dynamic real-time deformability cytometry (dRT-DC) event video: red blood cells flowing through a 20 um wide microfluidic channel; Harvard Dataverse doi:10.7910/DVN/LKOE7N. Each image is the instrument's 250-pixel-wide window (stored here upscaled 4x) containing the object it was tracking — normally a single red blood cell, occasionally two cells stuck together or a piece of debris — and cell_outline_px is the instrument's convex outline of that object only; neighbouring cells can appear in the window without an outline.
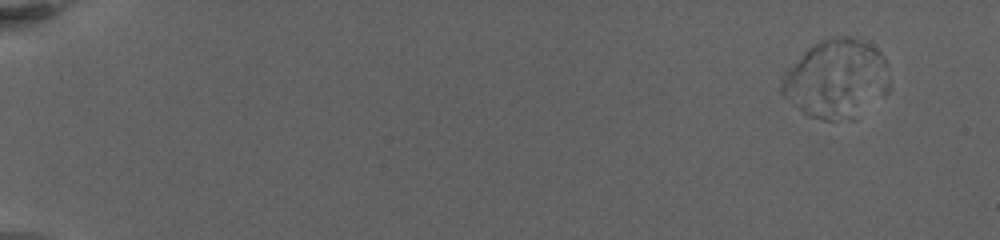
{"species": "human", "species_latin": "Homo sapiens", "temperature_condition": "warm", "stored_images_in_passage": 50, "camera_frame_rate_fps": 3000, "um_per_image_px": 0.085, "donor": {"sex": "female"}, "frame": {"image": 1, "passage_image": 7, "time_ms": 2.333, "image_size_px": [1000, 240], "cell_outline_px": [[888, 68], [784, 96], [780, 92], [780, 84], [784, 72], [808, 48], [820, 40], [832, 36], [848, 36], [876, 48], [884, 56], [888, 64]], "centroid_in_image_um": [70.66, 5.45], "position_along_channel_um": 14.3, "area_um2": 27.17}}
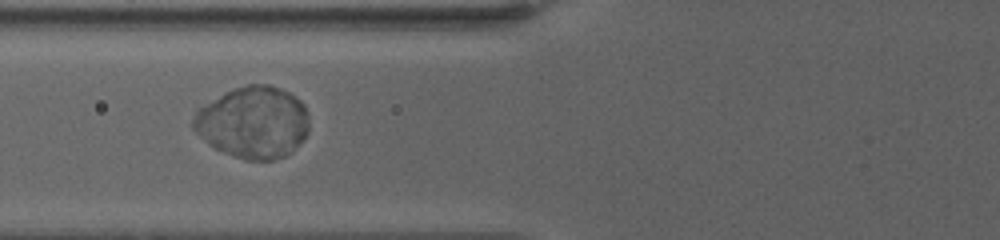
{"frame": {"image": 2, "passage_image": 31, "time_ms": 11.0, "image_size_px": [1000, 240], "cell_outline_px": [[308, 132], [300, 144], [288, 156], [272, 160], [244, 160], [224, 152], [216, 148], [200, 136], [192, 128], [192, 120], [196, 112], [200, 108], [220, 96], [236, 88], [248, 84], [268, 84], [280, 88], [288, 92], [300, 100], [304, 104], [308, 116]], "centroid_in_image_um": [21.56, 10.42], "position_along_channel_um": 104.2, "area_um2": 48.26}}
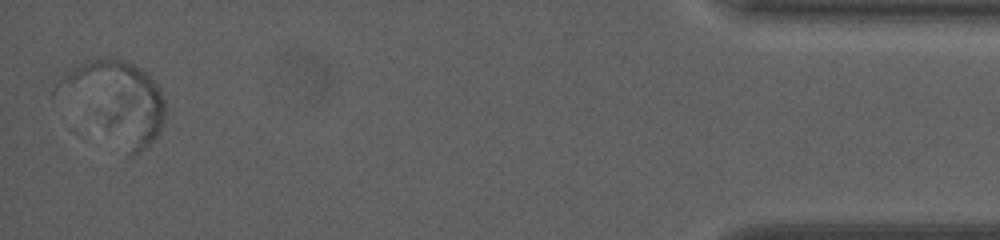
{"frame": {"image": 3, "passage_image": 50, "time_ms": 24.0, "image_size_px": [1000, 240], "cell_outline_px": [[164, 120], [160, 132], [144, 148], [132, 156], [52, 96], [52, 88], [60, 76], [64, 72], [88, 60], [100, 56], [108, 56], [132, 64], [140, 68], [160, 88], [164, 100]], "centroid_in_image_um": [9.69, 8.57], "position_along_channel_um": 425.5, "area_um2": 51.04}, "authors_computed_cell_mechanics": {"area_um2": 46.1533, "velocity_mm_per_s": 3.0071, "shape_relaxation_time_tau1_ms": 2.0141, "shape_relaxation_time_tau2_ms": null, "deformation_change_tau1": 0.0257, "deformation_change_tau2": null}}